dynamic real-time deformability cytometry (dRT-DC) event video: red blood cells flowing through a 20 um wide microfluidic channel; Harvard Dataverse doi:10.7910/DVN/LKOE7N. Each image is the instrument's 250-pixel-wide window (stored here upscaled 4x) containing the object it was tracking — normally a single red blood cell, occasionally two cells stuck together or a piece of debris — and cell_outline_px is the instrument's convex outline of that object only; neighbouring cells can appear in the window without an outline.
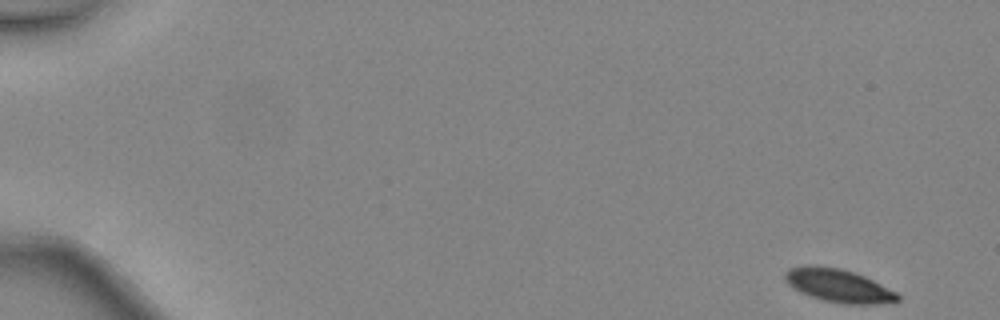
{"species": "common noctule bat (a hibernating species)", "species_latin": "Nyctalus noctula", "temperature_condition": "warm", "stored_images_in_passage": 46, "camera_frame_rate_fps": 3000, "um_per_image_px": 0.085, "animal": {"sex": "female", "body_mass_g": 24.6, "forearm_length_mm": 56.2}, "frame": {"image": 1, "passage_image": 1, "time_ms": 0.0, "image_size_px": [1000, 320], "cell_outline_px": [[900, 300], [876, 304], [840, 304], [824, 300], [800, 292], [788, 284], [784, 280], [784, 272], [788, 268], [804, 264], [816, 264], [840, 268], [864, 276], [896, 292], [900, 296]], "centroid_in_image_um": [71.21, 24.25], "position_along_channel_um": 13.8, "area_um2": 21.91}}
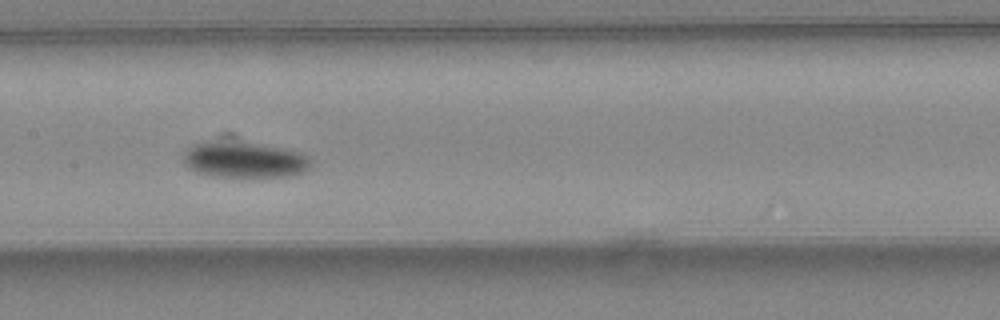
{"frame": {"image": 2, "passage_image": 24, "time_ms": 7.667, "image_size_px": [1000, 320], "cell_outline_px": [[312, 168], [304, 172], [284, 176], [212, 176], [196, 172], [188, 168], [184, 164], [184, 152], [188, 148], [204, 140], [260, 144], [284, 148], [304, 152], [312, 160]], "centroid_in_image_um": [20.8, 13.57], "position_along_channel_um": 186.6, "area_um2": 26.82}}
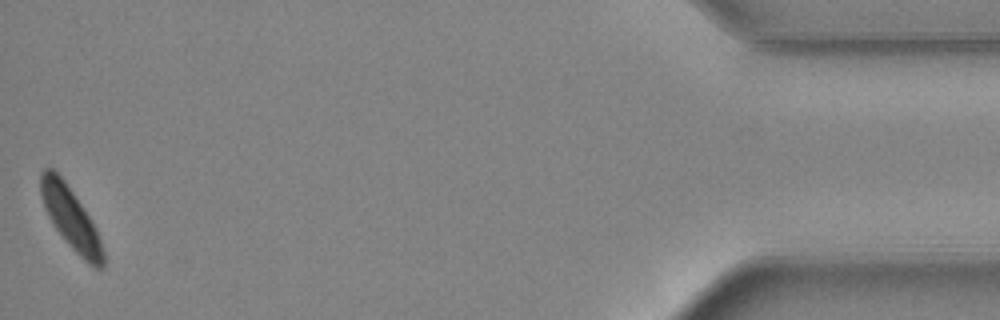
{"frame": {"image": 3, "passage_image": 46, "time_ms": 15.0, "image_size_px": [1000, 320], "cell_outline_px": [[104, 268], [96, 268], [88, 264], [72, 248], [56, 228], [48, 216], [44, 208], [40, 192], [40, 172], [44, 168], [52, 168], [64, 180], [96, 228], [104, 252]], "centroid_in_image_um": [6.0, 18.55], "position_along_channel_um": 429.2, "area_um2": 21.96}, "authors_computed_cell_mechanics": {"area_um2": 24.4783, "velocity_mm_per_s": 4.4281, "shape_relaxation_time_tau1_ms": 1.8948, "shape_relaxation_time_tau2_ms": null, "deformation_change_tau1": 0.1067, "deformation_change_tau2": null}}